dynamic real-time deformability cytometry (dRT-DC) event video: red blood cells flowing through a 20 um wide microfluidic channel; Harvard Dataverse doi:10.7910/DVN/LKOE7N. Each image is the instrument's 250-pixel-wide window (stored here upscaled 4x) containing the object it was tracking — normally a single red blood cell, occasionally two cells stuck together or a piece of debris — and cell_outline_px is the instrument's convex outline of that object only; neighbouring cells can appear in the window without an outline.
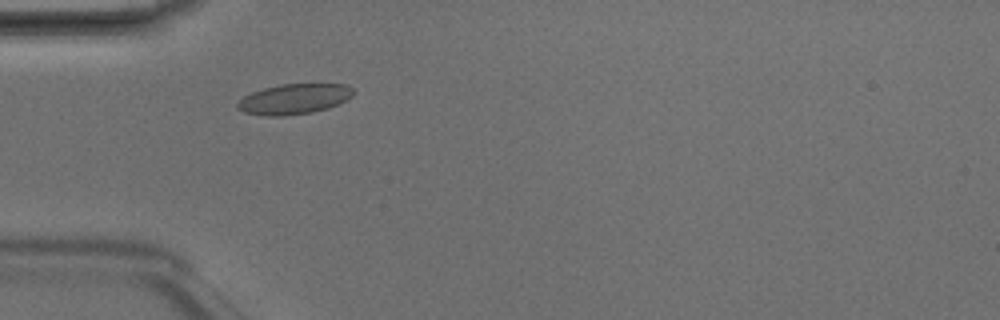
{"species": "Egyptian fruit bat (a non-hibernating species)", "species_latin": "Rousettus aegyptiacus", "temperature_condition": "room temperature", "stored_images_in_passage": 4, "camera_frame_rate_fps": 3000, "um_per_image_px": 0.085, "animal": {"sex": "male"}, "frame": {"image": 1, "passage_image": 3, "time_ms": 0.667, "image_size_px": [1000, 320], "cell_outline_px": [[356, 92], [352, 96], [328, 108], [312, 112], [284, 116], [264, 116], [244, 112], [236, 108], [236, 104], [244, 96], [252, 92], [264, 88], [280, 84], [344, 84], [352, 88]], "centroid_in_image_um": [24.97, 8.42], "position_along_channel_um": 60.0, "area_um2": 20.4}}